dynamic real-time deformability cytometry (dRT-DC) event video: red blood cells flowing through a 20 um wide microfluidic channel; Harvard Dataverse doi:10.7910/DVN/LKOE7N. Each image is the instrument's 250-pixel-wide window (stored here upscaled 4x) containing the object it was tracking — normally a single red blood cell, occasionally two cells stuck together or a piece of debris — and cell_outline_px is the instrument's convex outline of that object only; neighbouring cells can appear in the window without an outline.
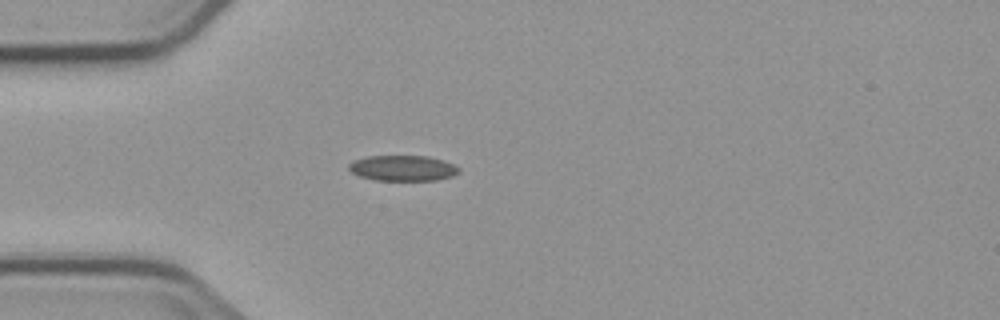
{"species": "common noctule bat (a hibernating species)", "species_latin": "Nyctalus noctula", "temperature_condition": "cold", "stored_images_in_passage": 4, "camera_frame_rate_fps": 3000, "um_per_image_px": 0.085, "animal": {"sex": "male", "body_mass_g": 23.1, "forearm_length_mm": 52.7}, "frame": {"image": 1, "passage_image": 3, "time_ms": 2.333, "image_size_px": [1000, 320], "cell_outline_px": [[460, 172], [452, 176], [436, 180], [376, 180], [360, 176], [352, 172], [348, 168], [348, 164], [352, 160], [368, 156], [428, 156], [444, 160], [460, 168]], "centroid_in_image_um": [34.24, 14.28], "position_along_channel_um": 50.8, "area_um2": 16.42}}